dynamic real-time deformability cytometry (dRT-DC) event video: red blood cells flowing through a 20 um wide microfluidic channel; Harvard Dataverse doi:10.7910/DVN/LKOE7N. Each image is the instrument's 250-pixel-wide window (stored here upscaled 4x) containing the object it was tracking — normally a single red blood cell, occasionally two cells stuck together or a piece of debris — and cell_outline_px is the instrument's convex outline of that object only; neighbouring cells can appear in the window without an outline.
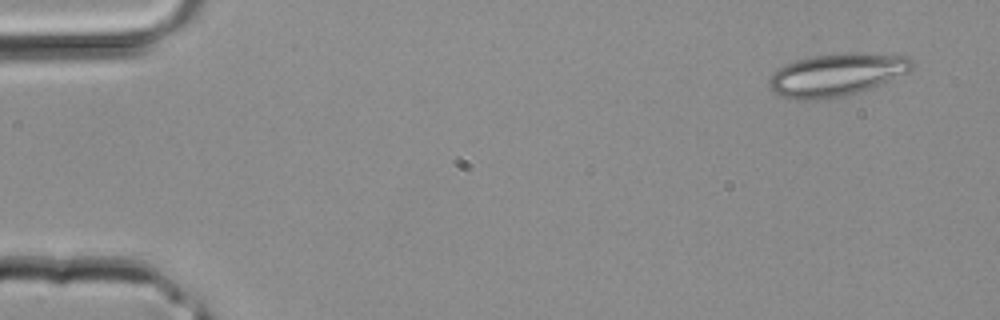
{"species": "common noctule bat (a hibernating species)", "species_latin": "Nyctalus noctula", "temperature_condition": "room temperature", "stored_images_in_passage": 4, "camera_frame_rate_fps": 3000, "um_per_image_px": 0.085, "animal": {"sex": "male", "body_mass_g": 20.4}, "frame": {"image": 1, "passage_image": 1, "time_ms": 0.0, "image_size_px": [1000, 320], "cell_outline_px": [[912, 68], [908, 72], [884, 84], [848, 96], [828, 100], [796, 100], [780, 96], [768, 84], [768, 80], [784, 64], [796, 60], [812, 56], [908, 56], [912, 60]], "centroid_in_image_um": [71.07, 6.45], "position_along_channel_um": 13.9, "area_um2": 34.45}}